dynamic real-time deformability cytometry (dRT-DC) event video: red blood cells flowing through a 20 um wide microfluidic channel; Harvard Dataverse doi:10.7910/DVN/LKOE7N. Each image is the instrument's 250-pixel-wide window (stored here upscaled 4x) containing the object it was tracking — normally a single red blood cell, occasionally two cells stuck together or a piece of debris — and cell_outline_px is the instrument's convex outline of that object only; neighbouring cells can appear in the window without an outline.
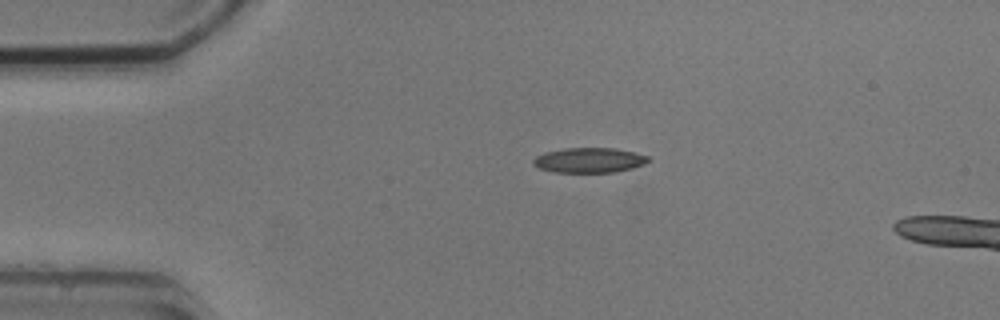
{"species": "common noctule bat (a hibernating species)", "species_latin": "Nyctalus noctula", "temperature_condition": "cold", "stored_images_in_passage": 2, "camera_frame_rate_fps": 3000, "um_per_image_px": 0.085, "animal": {"sex": "male", "body_mass_g": 20.5, "forearm_length_mm": 52.5}, "frame": {"image": 1, "passage_image": 1, "time_ms": 0.0, "image_size_px": [1000, 320], "cell_outline_px": [[652, 160], [644, 164], [632, 168], [616, 172], [552, 172], [540, 168], [532, 164], [532, 160], [536, 156], [544, 152], [564, 148], [616, 148], [636, 152], [648, 156]], "centroid_in_image_um": [50.1, 13.61], "position_along_channel_um": 34.9, "area_um2": 16.94}}